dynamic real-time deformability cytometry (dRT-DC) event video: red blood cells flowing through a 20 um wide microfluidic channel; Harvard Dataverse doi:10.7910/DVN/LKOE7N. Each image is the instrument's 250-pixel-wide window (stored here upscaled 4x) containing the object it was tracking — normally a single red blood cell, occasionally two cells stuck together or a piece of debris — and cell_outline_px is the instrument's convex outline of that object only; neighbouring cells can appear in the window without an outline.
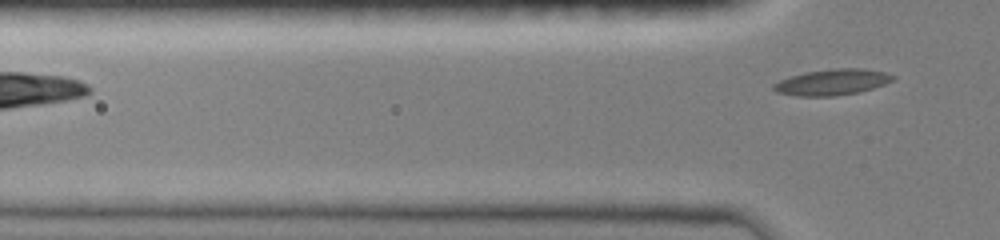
{"species": "common noctule bat (a hibernating species)", "species_latin": "Nyctalus noctula", "temperature_condition": "room temperature", "stored_images_in_passage": 5, "camera_frame_rate_fps": 3000, "um_per_image_px": 0.085, "animal": {"sex": "female", "body_mass_g": 19.0, "forearm_length_mm": 51.5}, "frame": {"image": 1, "passage_image": 5, "time_ms": 3.333, "image_size_px": [1000, 240], "cell_outline_px": [[896, 80], [860, 92], [836, 96], [796, 96], [776, 92], [772, 88], [772, 84], [780, 80], [804, 72], [832, 68], [864, 68], [884, 72], [896, 76]], "centroid_in_image_um": [70.75, 6.98], "position_along_channel_um": 55.1, "area_um2": 18.26}}